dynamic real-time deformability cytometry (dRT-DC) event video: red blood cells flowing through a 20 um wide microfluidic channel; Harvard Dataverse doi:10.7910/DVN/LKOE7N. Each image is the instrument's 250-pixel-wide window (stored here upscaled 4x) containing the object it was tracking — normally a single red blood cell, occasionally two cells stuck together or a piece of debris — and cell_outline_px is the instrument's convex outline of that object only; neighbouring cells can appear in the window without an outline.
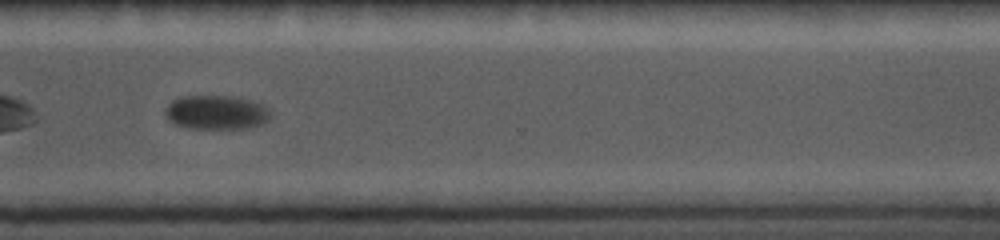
{"species": "common noctule bat (a hibernating species)", "species_latin": "Nyctalus noctula", "temperature_condition": "cold", "stored_images_in_passage": 23, "camera_frame_rate_fps": 5000, "um_per_image_px": 0.085, "animal": {"sex": "female", "body_mass_g": 19.0, "forearm_length_mm": 56.7}, "frame": {"image": 1, "passage_image": 17, "time_ms": 7.6, "image_size_px": [1000, 240], "cell_outline_px": [[272, 112], [268, 120], [260, 124], [248, 128], [188, 128], [176, 124], [168, 120], [164, 112], [168, 104], [172, 100], [180, 96], [228, 96], [252, 100], [264, 104]], "centroid_in_image_um": [18.39, 9.54], "position_along_channel_um": 352.2, "area_um2": 21.04}}